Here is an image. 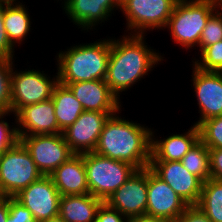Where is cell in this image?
<instances>
[{
    "instance_id": "obj_34",
    "label": "cell",
    "mask_w": 222,
    "mask_h": 222,
    "mask_svg": "<svg viewBox=\"0 0 222 222\" xmlns=\"http://www.w3.org/2000/svg\"><path fill=\"white\" fill-rule=\"evenodd\" d=\"M210 178L222 181V148L209 149Z\"/></svg>"
},
{
    "instance_id": "obj_33",
    "label": "cell",
    "mask_w": 222,
    "mask_h": 222,
    "mask_svg": "<svg viewBox=\"0 0 222 222\" xmlns=\"http://www.w3.org/2000/svg\"><path fill=\"white\" fill-rule=\"evenodd\" d=\"M127 219L117 209L103 202L97 211L95 222H127Z\"/></svg>"
},
{
    "instance_id": "obj_41",
    "label": "cell",
    "mask_w": 222,
    "mask_h": 222,
    "mask_svg": "<svg viewBox=\"0 0 222 222\" xmlns=\"http://www.w3.org/2000/svg\"><path fill=\"white\" fill-rule=\"evenodd\" d=\"M127 0H113V2L121 8V6L126 2Z\"/></svg>"
},
{
    "instance_id": "obj_2",
    "label": "cell",
    "mask_w": 222,
    "mask_h": 222,
    "mask_svg": "<svg viewBox=\"0 0 222 222\" xmlns=\"http://www.w3.org/2000/svg\"><path fill=\"white\" fill-rule=\"evenodd\" d=\"M121 111L122 109L105 122L94 152L129 163L137 170L148 168L152 129L125 119L119 115Z\"/></svg>"
},
{
    "instance_id": "obj_28",
    "label": "cell",
    "mask_w": 222,
    "mask_h": 222,
    "mask_svg": "<svg viewBox=\"0 0 222 222\" xmlns=\"http://www.w3.org/2000/svg\"><path fill=\"white\" fill-rule=\"evenodd\" d=\"M222 40V11H216L207 21L198 44V53Z\"/></svg>"
},
{
    "instance_id": "obj_24",
    "label": "cell",
    "mask_w": 222,
    "mask_h": 222,
    "mask_svg": "<svg viewBox=\"0 0 222 222\" xmlns=\"http://www.w3.org/2000/svg\"><path fill=\"white\" fill-rule=\"evenodd\" d=\"M197 206L211 222H222V181H205Z\"/></svg>"
},
{
    "instance_id": "obj_20",
    "label": "cell",
    "mask_w": 222,
    "mask_h": 222,
    "mask_svg": "<svg viewBox=\"0 0 222 222\" xmlns=\"http://www.w3.org/2000/svg\"><path fill=\"white\" fill-rule=\"evenodd\" d=\"M61 196L89 193L84 153L74 154L49 175Z\"/></svg>"
},
{
    "instance_id": "obj_18",
    "label": "cell",
    "mask_w": 222,
    "mask_h": 222,
    "mask_svg": "<svg viewBox=\"0 0 222 222\" xmlns=\"http://www.w3.org/2000/svg\"><path fill=\"white\" fill-rule=\"evenodd\" d=\"M84 111L117 113L121 110V101L110 91L105 80L74 82L67 85Z\"/></svg>"
},
{
    "instance_id": "obj_29",
    "label": "cell",
    "mask_w": 222,
    "mask_h": 222,
    "mask_svg": "<svg viewBox=\"0 0 222 222\" xmlns=\"http://www.w3.org/2000/svg\"><path fill=\"white\" fill-rule=\"evenodd\" d=\"M13 114L14 122L8 123L7 116ZM13 124V125H12ZM19 141L16 118L11 111H0V155L14 146Z\"/></svg>"
},
{
    "instance_id": "obj_25",
    "label": "cell",
    "mask_w": 222,
    "mask_h": 222,
    "mask_svg": "<svg viewBox=\"0 0 222 222\" xmlns=\"http://www.w3.org/2000/svg\"><path fill=\"white\" fill-rule=\"evenodd\" d=\"M182 165L203 183L210 179L209 148L199 140L181 159Z\"/></svg>"
},
{
    "instance_id": "obj_36",
    "label": "cell",
    "mask_w": 222,
    "mask_h": 222,
    "mask_svg": "<svg viewBox=\"0 0 222 222\" xmlns=\"http://www.w3.org/2000/svg\"><path fill=\"white\" fill-rule=\"evenodd\" d=\"M9 216V197L0 196V222H6Z\"/></svg>"
},
{
    "instance_id": "obj_38",
    "label": "cell",
    "mask_w": 222,
    "mask_h": 222,
    "mask_svg": "<svg viewBox=\"0 0 222 222\" xmlns=\"http://www.w3.org/2000/svg\"><path fill=\"white\" fill-rule=\"evenodd\" d=\"M41 222H65V221L59 215H57L55 217L49 218Z\"/></svg>"
},
{
    "instance_id": "obj_37",
    "label": "cell",
    "mask_w": 222,
    "mask_h": 222,
    "mask_svg": "<svg viewBox=\"0 0 222 222\" xmlns=\"http://www.w3.org/2000/svg\"><path fill=\"white\" fill-rule=\"evenodd\" d=\"M127 222H168V221L163 218H158L145 214V215L129 217L127 219Z\"/></svg>"
},
{
    "instance_id": "obj_23",
    "label": "cell",
    "mask_w": 222,
    "mask_h": 222,
    "mask_svg": "<svg viewBox=\"0 0 222 222\" xmlns=\"http://www.w3.org/2000/svg\"><path fill=\"white\" fill-rule=\"evenodd\" d=\"M51 99L54 103L57 124L62 131L72 125L84 111L70 88L59 82L53 89Z\"/></svg>"
},
{
    "instance_id": "obj_8",
    "label": "cell",
    "mask_w": 222,
    "mask_h": 222,
    "mask_svg": "<svg viewBox=\"0 0 222 222\" xmlns=\"http://www.w3.org/2000/svg\"><path fill=\"white\" fill-rule=\"evenodd\" d=\"M177 1L127 0L120 8L126 19L125 34L145 35L148 31L164 30Z\"/></svg>"
},
{
    "instance_id": "obj_40",
    "label": "cell",
    "mask_w": 222,
    "mask_h": 222,
    "mask_svg": "<svg viewBox=\"0 0 222 222\" xmlns=\"http://www.w3.org/2000/svg\"><path fill=\"white\" fill-rule=\"evenodd\" d=\"M0 3L13 4V3H20V1L19 0H0Z\"/></svg>"
},
{
    "instance_id": "obj_26",
    "label": "cell",
    "mask_w": 222,
    "mask_h": 222,
    "mask_svg": "<svg viewBox=\"0 0 222 222\" xmlns=\"http://www.w3.org/2000/svg\"><path fill=\"white\" fill-rule=\"evenodd\" d=\"M199 55V59L195 57L191 61L196 68L203 71L222 72V40L205 47Z\"/></svg>"
},
{
    "instance_id": "obj_10",
    "label": "cell",
    "mask_w": 222,
    "mask_h": 222,
    "mask_svg": "<svg viewBox=\"0 0 222 222\" xmlns=\"http://www.w3.org/2000/svg\"><path fill=\"white\" fill-rule=\"evenodd\" d=\"M192 65L191 87L195 92L199 119L197 127L205 120L222 115V72L203 71Z\"/></svg>"
},
{
    "instance_id": "obj_12",
    "label": "cell",
    "mask_w": 222,
    "mask_h": 222,
    "mask_svg": "<svg viewBox=\"0 0 222 222\" xmlns=\"http://www.w3.org/2000/svg\"><path fill=\"white\" fill-rule=\"evenodd\" d=\"M188 206L166 182L147 168L146 215L176 222Z\"/></svg>"
},
{
    "instance_id": "obj_14",
    "label": "cell",
    "mask_w": 222,
    "mask_h": 222,
    "mask_svg": "<svg viewBox=\"0 0 222 222\" xmlns=\"http://www.w3.org/2000/svg\"><path fill=\"white\" fill-rule=\"evenodd\" d=\"M148 168L166 182L189 206L198 204L203 182L189 172L181 161H150Z\"/></svg>"
},
{
    "instance_id": "obj_21",
    "label": "cell",
    "mask_w": 222,
    "mask_h": 222,
    "mask_svg": "<svg viewBox=\"0 0 222 222\" xmlns=\"http://www.w3.org/2000/svg\"><path fill=\"white\" fill-rule=\"evenodd\" d=\"M103 202L90 193L61 196L59 216L65 222H95L97 211Z\"/></svg>"
},
{
    "instance_id": "obj_1",
    "label": "cell",
    "mask_w": 222,
    "mask_h": 222,
    "mask_svg": "<svg viewBox=\"0 0 222 222\" xmlns=\"http://www.w3.org/2000/svg\"><path fill=\"white\" fill-rule=\"evenodd\" d=\"M145 38L146 35L125 33L121 38L111 37L105 82L119 101L122 92L131 89L165 60L164 54L147 45Z\"/></svg>"
},
{
    "instance_id": "obj_6",
    "label": "cell",
    "mask_w": 222,
    "mask_h": 222,
    "mask_svg": "<svg viewBox=\"0 0 222 222\" xmlns=\"http://www.w3.org/2000/svg\"><path fill=\"white\" fill-rule=\"evenodd\" d=\"M42 176L20 141L0 155V196L14 197Z\"/></svg>"
},
{
    "instance_id": "obj_11",
    "label": "cell",
    "mask_w": 222,
    "mask_h": 222,
    "mask_svg": "<svg viewBox=\"0 0 222 222\" xmlns=\"http://www.w3.org/2000/svg\"><path fill=\"white\" fill-rule=\"evenodd\" d=\"M37 222L59 215L61 195L50 176H42L14 196Z\"/></svg>"
},
{
    "instance_id": "obj_31",
    "label": "cell",
    "mask_w": 222,
    "mask_h": 222,
    "mask_svg": "<svg viewBox=\"0 0 222 222\" xmlns=\"http://www.w3.org/2000/svg\"><path fill=\"white\" fill-rule=\"evenodd\" d=\"M6 222H37L31 211L15 197H9V216Z\"/></svg>"
},
{
    "instance_id": "obj_27",
    "label": "cell",
    "mask_w": 222,
    "mask_h": 222,
    "mask_svg": "<svg viewBox=\"0 0 222 222\" xmlns=\"http://www.w3.org/2000/svg\"><path fill=\"white\" fill-rule=\"evenodd\" d=\"M200 140L209 148H222V115L203 121L199 126Z\"/></svg>"
},
{
    "instance_id": "obj_15",
    "label": "cell",
    "mask_w": 222,
    "mask_h": 222,
    "mask_svg": "<svg viewBox=\"0 0 222 222\" xmlns=\"http://www.w3.org/2000/svg\"><path fill=\"white\" fill-rule=\"evenodd\" d=\"M105 202L127 218L145 215L147 208V168L136 170Z\"/></svg>"
},
{
    "instance_id": "obj_13",
    "label": "cell",
    "mask_w": 222,
    "mask_h": 222,
    "mask_svg": "<svg viewBox=\"0 0 222 222\" xmlns=\"http://www.w3.org/2000/svg\"><path fill=\"white\" fill-rule=\"evenodd\" d=\"M116 113L83 111L79 118L62 134L65 142L74 154L93 152L105 122Z\"/></svg>"
},
{
    "instance_id": "obj_9",
    "label": "cell",
    "mask_w": 222,
    "mask_h": 222,
    "mask_svg": "<svg viewBox=\"0 0 222 222\" xmlns=\"http://www.w3.org/2000/svg\"><path fill=\"white\" fill-rule=\"evenodd\" d=\"M18 137L44 176H49L74 155L62 133Z\"/></svg>"
},
{
    "instance_id": "obj_4",
    "label": "cell",
    "mask_w": 222,
    "mask_h": 222,
    "mask_svg": "<svg viewBox=\"0 0 222 222\" xmlns=\"http://www.w3.org/2000/svg\"><path fill=\"white\" fill-rule=\"evenodd\" d=\"M216 11L213 0H178L164 29L182 49L198 48L202 31Z\"/></svg>"
},
{
    "instance_id": "obj_22",
    "label": "cell",
    "mask_w": 222,
    "mask_h": 222,
    "mask_svg": "<svg viewBox=\"0 0 222 222\" xmlns=\"http://www.w3.org/2000/svg\"><path fill=\"white\" fill-rule=\"evenodd\" d=\"M27 5L20 3L5 4L4 27L10 43L15 47L24 44L25 38L30 34L32 22Z\"/></svg>"
},
{
    "instance_id": "obj_3",
    "label": "cell",
    "mask_w": 222,
    "mask_h": 222,
    "mask_svg": "<svg viewBox=\"0 0 222 222\" xmlns=\"http://www.w3.org/2000/svg\"><path fill=\"white\" fill-rule=\"evenodd\" d=\"M110 47L111 37H108L61 49L55 56L58 82L67 86L74 82L105 80Z\"/></svg>"
},
{
    "instance_id": "obj_7",
    "label": "cell",
    "mask_w": 222,
    "mask_h": 222,
    "mask_svg": "<svg viewBox=\"0 0 222 222\" xmlns=\"http://www.w3.org/2000/svg\"><path fill=\"white\" fill-rule=\"evenodd\" d=\"M15 65V63L12 65L10 75V111L14 115L24 106L51 99L53 89L58 83V75H52L51 78L43 70L30 67L19 70L15 68Z\"/></svg>"
},
{
    "instance_id": "obj_5",
    "label": "cell",
    "mask_w": 222,
    "mask_h": 222,
    "mask_svg": "<svg viewBox=\"0 0 222 222\" xmlns=\"http://www.w3.org/2000/svg\"><path fill=\"white\" fill-rule=\"evenodd\" d=\"M89 193L104 202L137 170L129 163L102 156L96 152L84 153Z\"/></svg>"
},
{
    "instance_id": "obj_39",
    "label": "cell",
    "mask_w": 222,
    "mask_h": 222,
    "mask_svg": "<svg viewBox=\"0 0 222 222\" xmlns=\"http://www.w3.org/2000/svg\"><path fill=\"white\" fill-rule=\"evenodd\" d=\"M214 5L218 11H222V0H213Z\"/></svg>"
},
{
    "instance_id": "obj_32",
    "label": "cell",
    "mask_w": 222,
    "mask_h": 222,
    "mask_svg": "<svg viewBox=\"0 0 222 222\" xmlns=\"http://www.w3.org/2000/svg\"><path fill=\"white\" fill-rule=\"evenodd\" d=\"M5 4L0 3V58L14 60L15 48L9 41L4 27Z\"/></svg>"
},
{
    "instance_id": "obj_35",
    "label": "cell",
    "mask_w": 222,
    "mask_h": 222,
    "mask_svg": "<svg viewBox=\"0 0 222 222\" xmlns=\"http://www.w3.org/2000/svg\"><path fill=\"white\" fill-rule=\"evenodd\" d=\"M176 222H211L197 205L188 206Z\"/></svg>"
},
{
    "instance_id": "obj_16",
    "label": "cell",
    "mask_w": 222,
    "mask_h": 222,
    "mask_svg": "<svg viewBox=\"0 0 222 222\" xmlns=\"http://www.w3.org/2000/svg\"><path fill=\"white\" fill-rule=\"evenodd\" d=\"M60 2L63 14H66L81 32L96 30L99 24L103 26L102 22L105 23L112 18L113 12L117 10L120 12V8L113 0H60Z\"/></svg>"
},
{
    "instance_id": "obj_17",
    "label": "cell",
    "mask_w": 222,
    "mask_h": 222,
    "mask_svg": "<svg viewBox=\"0 0 222 222\" xmlns=\"http://www.w3.org/2000/svg\"><path fill=\"white\" fill-rule=\"evenodd\" d=\"M18 136L59 134L52 99L22 107L16 114Z\"/></svg>"
},
{
    "instance_id": "obj_19",
    "label": "cell",
    "mask_w": 222,
    "mask_h": 222,
    "mask_svg": "<svg viewBox=\"0 0 222 222\" xmlns=\"http://www.w3.org/2000/svg\"><path fill=\"white\" fill-rule=\"evenodd\" d=\"M151 132L150 161H181L185 154L200 140L199 128L193 124L187 132L171 134L162 139Z\"/></svg>"
},
{
    "instance_id": "obj_30",
    "label": "cell",
    "mask_w": 222,
    "mask_h": 222,
    "mask_svg": "<svg viewBox=\"0 0 222 222\" xmlns=\"http://www.w3.org/2000/svg\"><path fill=\"white\" fill-rule=\"evenodd\" d=\"M15 60L0 58V111H10V75Z\"/></svg>"
}]
</instances>
